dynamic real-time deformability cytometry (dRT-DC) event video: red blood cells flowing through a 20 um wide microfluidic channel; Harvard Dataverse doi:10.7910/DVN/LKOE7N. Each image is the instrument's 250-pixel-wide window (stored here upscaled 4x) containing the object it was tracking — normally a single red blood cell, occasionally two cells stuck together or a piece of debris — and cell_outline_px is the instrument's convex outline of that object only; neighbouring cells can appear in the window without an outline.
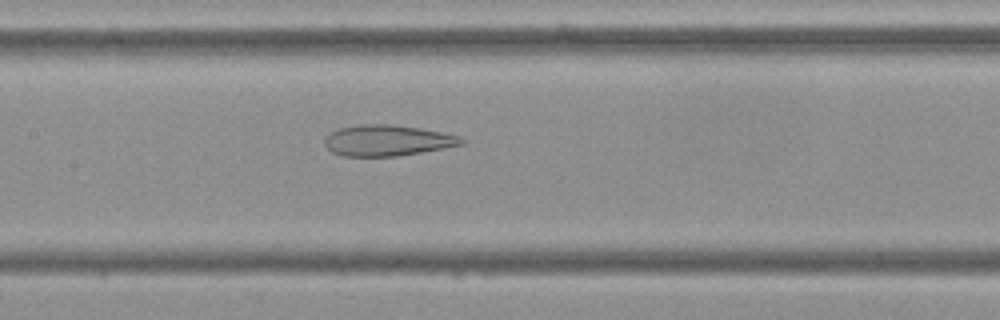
{"species": "Egyptian fruit bat (a non-hibernating species)", "species_latin": "Rousettus aegyptiacus", "temperature_condition": "cold", "stored_images_in_passage": 41, "camera_frame_rate_fps": 3000, "um_per_image_px": 0.085, "frame": {"image": 1, "passage_image": 12, "time_ms": 3.667, "image_size_px": [1000, 320], "cell_outline_px": [[464, 144], [444, 148], [396, 156], [344, 156], [332, 152], [324, 144], [324, 140], [332, 132], [340, 128], [360, 124], [392, 124], [420, 128], [460, 136], [464, 140]], "centroid_in_image_um": [32.93, 11.93], "position_along_channel_um": 174.5, "area_um2": 24.45}}
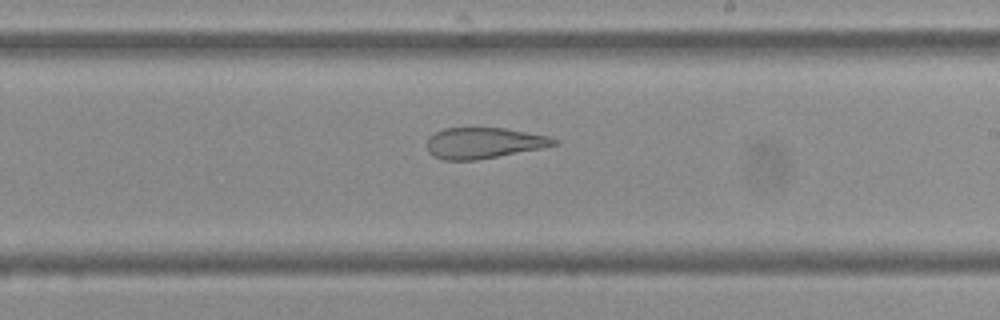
{"frame": {"image": 2, "passage_image": 18, "time_ms": 5.667, "image_size_px": [1000, 320], "cell_outline_px": [[560, 144], [540, 148], [476, 160], [444, 160], [432, 156], [428, 152], [428, 136], [444, 128], [504, 128], [548, 136], [560, 140]], "centroid_in_image_um": [41.11, 12.15], "position_along_channel_um": 247.9, "area_um2": 22.77}}
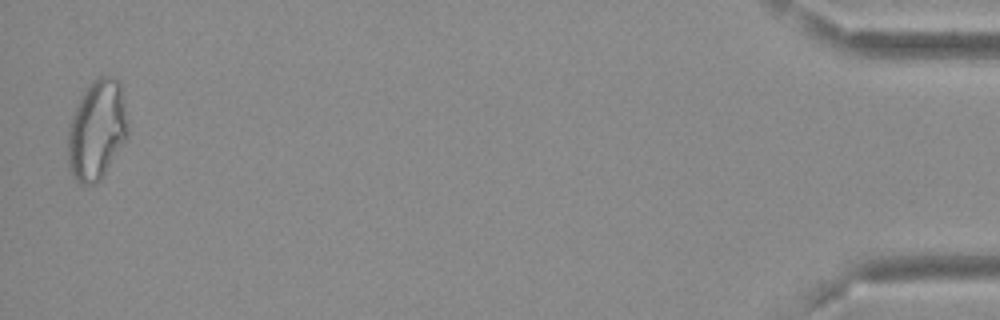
{"frame": {"image": 3, "passage_image": 40, "time_ms": 13.0, "image_size_px": [1000, 320], "cell_outline_px": [[128, 136], [100, 180], [92, 184], [80, 184], [76, 180], [68, 168], [68, 124], [84, 92], [92, 80], [100, 76], [116, 76], [120, 80], [128, 120]], "centroid_in_image_um": [8.25, 11.03], "position_along_channel_um": 427.0, "area_um2": 34.97}, "authors_computed_cell_mechanics": {"area_um2": 27.0504, "velocity_mm_per_s": 3.6767, "shape_relaxation_time_tau1_ms": null, "shape_relaxation_time_tau2_ms": 2.6322, "deformation_change_tau1": null, "deformation_change_tau2": 0.119}}